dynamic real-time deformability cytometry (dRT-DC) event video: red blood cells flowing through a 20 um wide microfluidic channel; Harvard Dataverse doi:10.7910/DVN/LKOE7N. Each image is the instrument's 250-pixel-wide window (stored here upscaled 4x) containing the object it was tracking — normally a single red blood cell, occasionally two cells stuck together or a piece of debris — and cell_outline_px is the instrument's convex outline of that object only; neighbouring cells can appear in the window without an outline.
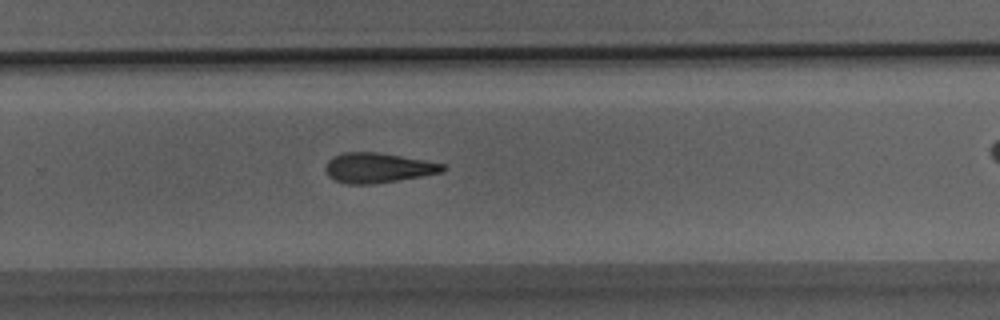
{"species": "Egyptian fruit bat (a non-hibernating species)", "species_latin": "Rousettus aegyptiacus", "temperature_condition": "room temperature", "stored_images_in_passage": 23, "camera_frame_rate_fps": 3000, "um_per_image_px": 0.085, "animal": {"sex": "male"}, "frame": {"image": 1, "passage_image": 17, "time_ms": 5.333, "image_size_px": [1000, 320], "cell_outline_px": [[448, 168], [444, 172], [372, 184], [348, 184], [332, 180], [328, 176], [324, 168], [328, 160], [332, 156], [344, 152], [376, 152], [424, 160], [444, 164]], "centroid_in_image_um": [32.09, 14.26], "position_along_channel_um": 297.7, "area_um2": 20.46}}